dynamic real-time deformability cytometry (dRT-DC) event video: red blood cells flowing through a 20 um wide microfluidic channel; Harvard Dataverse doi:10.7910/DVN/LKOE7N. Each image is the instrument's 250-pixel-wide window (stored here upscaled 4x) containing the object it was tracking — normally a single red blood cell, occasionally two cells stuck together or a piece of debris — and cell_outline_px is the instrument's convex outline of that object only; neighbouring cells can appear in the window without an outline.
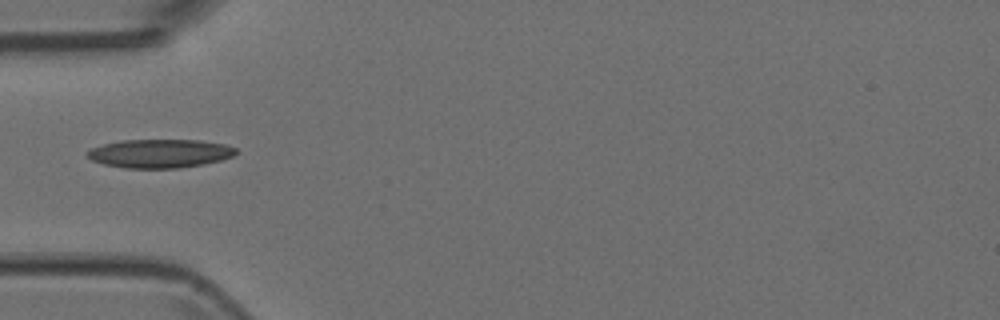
{"species": "Egyptian fruit bat (a non-hibernating species)", "species_latin": "Rousettus aegyptiacus", "temperature_condition": "room temperature", "stored_images_in_passage": 5, "camera_frame_rate_fps": 3000, "um_per_image_px": 0.085, "animal": {"sex": "female"}, "frame": {"image": 1, "passage_image": 4, "time_ms": 1.0, "image_size_px": [1000, 320], "cell_outline_px": [[236, 152], [232, 156], [220, 160], [204, 164], [180, 168], [124, 168], [104, 164], [92, 160], [84, 152], [92, 148], [104, 144], [120, 140], [200, 140], [224, 144], [236, 148]], "centroid_in_image_um": [13.57, 13.04], "position_along_channel_um": 71.4, "area_um2": 24.74}}
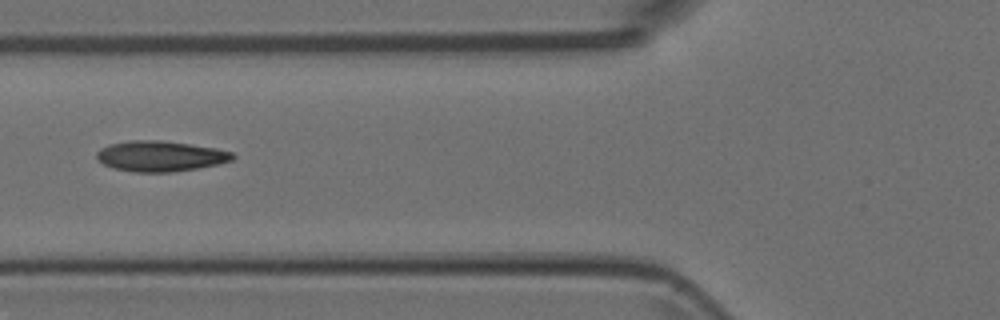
{"frame": {"image": 2, "passage_image": 5, "time_ms": 1.333, "image_size_px": [1000, 320], "cell_outline_px": [[236, 156], [232, 160], [220, 164], [172, 172], [132, 172], [112, 168], [104, 164], [96, 156], [96, 152], [100, 148], [108, 144], [128, 140], [164, 140], [216, 148], [232, 152]], "centroid_in_image_um": [13.62, 13.26], "position_along_channel_um": 112.2, "area_um2": 24.39}}